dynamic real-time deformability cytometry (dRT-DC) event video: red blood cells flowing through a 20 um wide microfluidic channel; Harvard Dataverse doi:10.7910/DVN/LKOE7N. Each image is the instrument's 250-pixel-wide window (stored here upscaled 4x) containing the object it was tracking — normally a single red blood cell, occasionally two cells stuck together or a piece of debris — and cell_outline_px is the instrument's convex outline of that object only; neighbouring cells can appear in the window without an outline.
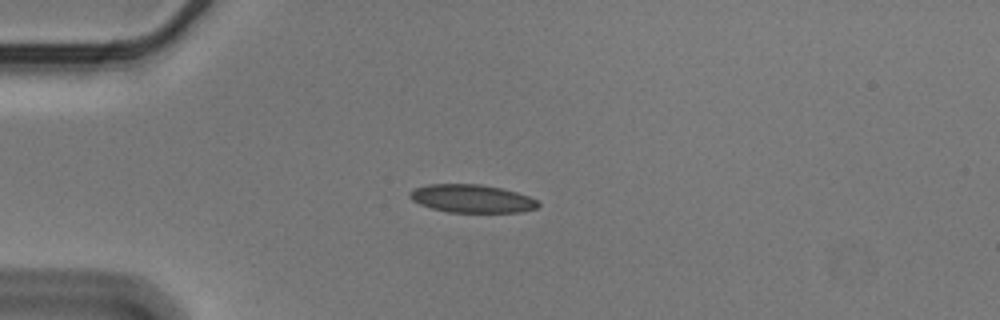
{"species": "Egyptian fruit bat (a non-hibernating species)", "species_latin": "Rousettus aegyptiacus", "temperature_condition": "cold", "stored_images_in_passage": 43, "camera_frame_rate_fps": 3000, "um_per_image_px": 0.085, "animal": {"sex": "male"}, "frame": {"image": 1, "passage_image": 1, "time_ms": 0.0, "image_size_px": [1000, 320], "cell_outline_px": [[540, 204], [536, 208], [520, 212], [448, 212], [432, 208], [420, 204], [412, 200], [408, 196], [408, 192], [412, 188], [428, 184], [480, 184], [500, 188], [516, 192], [528, 196], [536, 200]], "centroid_in_image_um": [40.05, 16.87], "position_along_channel_um": 44.9, "area_um2": 20.98}}
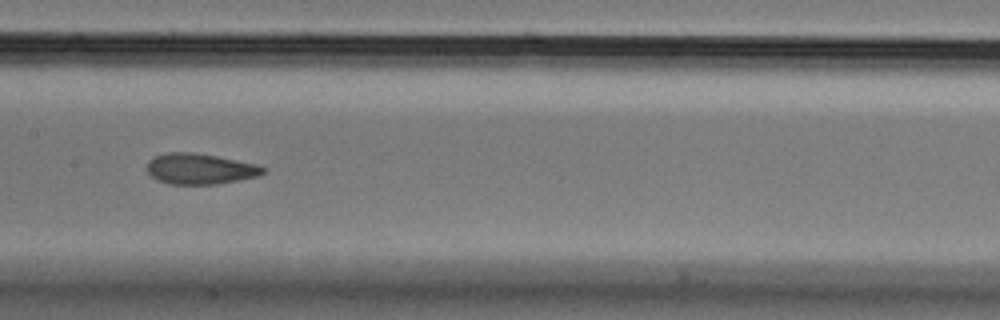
{"frame": {"image": 2, "passage_image": 15, "time_ms": 4.667, "image_size_px": [1000, 320], "cell_outline_px": [[268, 168], [260, 176], [216, 184], [168, 184], [152, 176], [148, 172], [148, 160], [156, 156], [168, 152], [192, 152], [216, 156], [256, 164]], "centroid_in_image_um": [17.03, 14.35], "position_along_channel_um": 190.4, "area_um2": 20.63}}
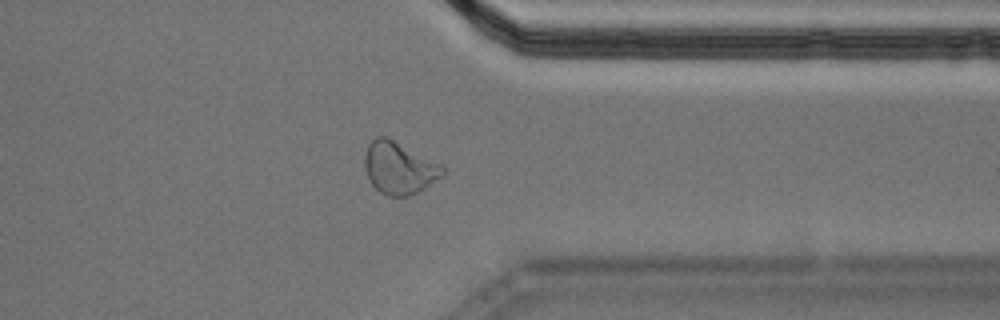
{"frame": {"image": 3, "passage_image": 31, "time_ms": 10.0, "image_size_px": [1000, 320], "cell_outline_px": [[444, 176], [412, 196], [388, 196], [380, 192], [368, 180], [364, 168], [364, 156], [368, 144], [376, 136], [388, 136], [440, 164], [444, 168]], "centroid_in_image_um": [33.91, 14.28], "position_along_channel_um": 377.5, "area_um2": 23.99}, "authors_computed_cell_mechanics": {"area_um2": 21.097, "velocity_mm_per_s": 3.5711, "shape_relaxation_time_tau1_ms": 9.571, "shape_relaxation_time_tau2_ms": 1.9098, "deformation_change_tau1": 0.18, "deformation_change_tau2": 0.0645}}